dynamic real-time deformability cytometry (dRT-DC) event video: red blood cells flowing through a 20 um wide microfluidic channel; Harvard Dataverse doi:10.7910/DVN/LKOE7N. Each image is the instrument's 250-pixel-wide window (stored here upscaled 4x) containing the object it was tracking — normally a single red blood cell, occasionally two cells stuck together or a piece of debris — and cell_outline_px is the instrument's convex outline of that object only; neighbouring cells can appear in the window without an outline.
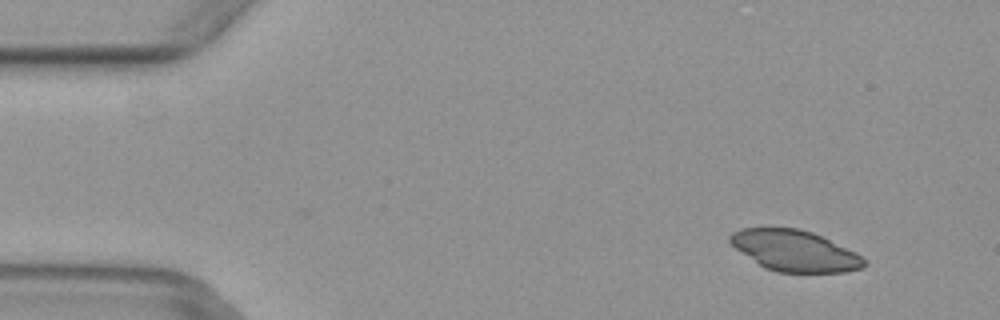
{"species": "common noctule bat (a hibernating species)", "species_latin": "Nyctalus noctula", "temperature_condition": "warm", "stored_images_in_passage": 3, "camera_frame_rate_fps": 3000, "um_per_image_px": 0.085, "animal": {"sex": "female", "body_mass_g": 29.2, "forearm_length_mm": 56.3}, "frame": {"image": 1, "passage_image": 1, "time_ms": 0.0, "image_size_px": [1000, 320], "cell_outline_px": [[868, 264], [864, 268], [844, 272], [776, 272], [764, 268], [736, 248], [728, 240], [728, 236], [732, 232], [740, 228], [800, 228], [812, 232], [856, 252]], "centroid_in_image_um": [67.55, 21.31], "position_along_channel_um": 17.4, "area_um2": 31.91}}